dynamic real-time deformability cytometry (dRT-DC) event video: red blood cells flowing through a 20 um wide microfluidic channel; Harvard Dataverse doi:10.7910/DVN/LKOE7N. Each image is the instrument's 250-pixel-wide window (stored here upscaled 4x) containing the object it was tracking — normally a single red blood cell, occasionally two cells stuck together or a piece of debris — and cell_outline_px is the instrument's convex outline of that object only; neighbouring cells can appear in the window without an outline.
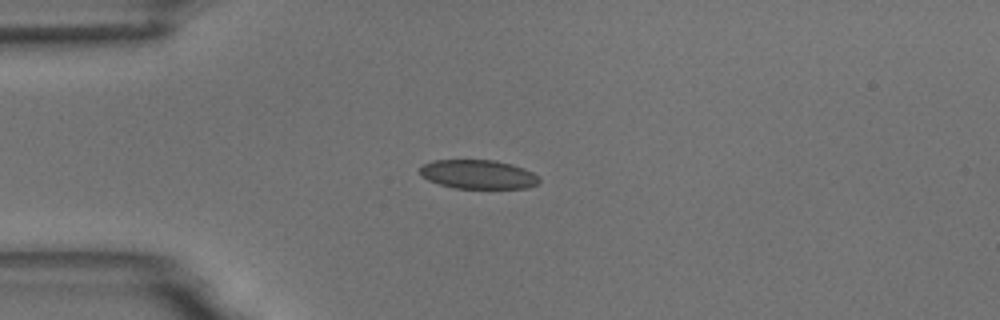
{"species": "common noctule bat (a hibernating species)", "species_latin": "Nyctalus noctula", "temperature_condition": "room temperature", "stored_images_in_passage": 43, "camera_frame_rate_fps": 3000, "um_per_image_px": 0.085, "animal": {"sex": "male", "body_mass_g": 18.8}, "frame": {"image": 1, "passage_image": 7, "time_ms": 2.0, "image_size_px": [1000, 320], "cell_outline_px": [[540, 180], [536, 184], [528, 188], [456, 188], [440, 184], [428, 180], [420, 176], [420, 168], [424, 164], [432, 160], [496, 160], [512, 164], [524, 168], [532, 172]], "centroid_in_image_um": [40.62, 14.81], "position_along_channel_um": 44.4, "area_um2": 20.11}, "authors_computed_cell_mechanics": {"area_um2": 20.4612, "velocity_mm_per_s": 3.6458, "shape_relaxation_time_tau1_ms": 4.6987, "shape_relaxation_time_tau2_ms": 1.0745, "deformation_change_tau1": 0.1176, "deformation_change_tau2": 0.069}}